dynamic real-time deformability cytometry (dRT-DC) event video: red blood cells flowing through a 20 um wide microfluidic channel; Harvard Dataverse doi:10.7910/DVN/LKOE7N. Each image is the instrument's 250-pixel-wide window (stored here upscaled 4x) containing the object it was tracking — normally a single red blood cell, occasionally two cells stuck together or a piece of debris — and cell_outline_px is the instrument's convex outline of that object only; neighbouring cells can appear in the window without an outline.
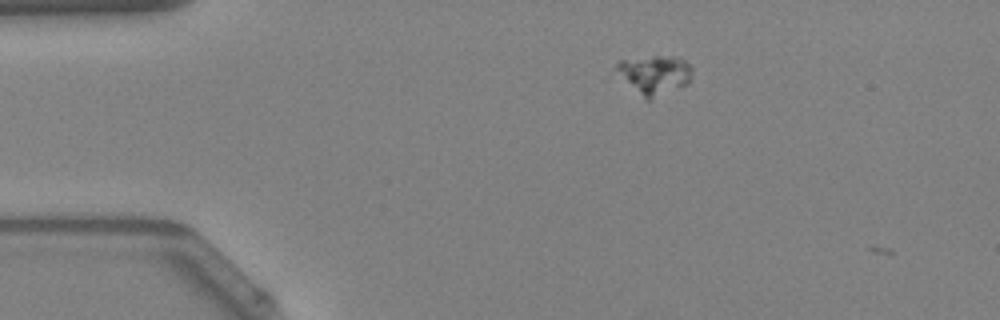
{"species": "Egyptian fruit bat (a non-hibernating species)", "species_latin": "Rousettus aegyptiacus", "temperature_condition": "warm", "stored_images_in_passage": 5, "camera_frame_rate_fps": 3000, "um_per_image_px": 0.085, "animal": {"sex": "female"}, "frame": {"image": 1, "passage_image": 4, "time_ms": 1.0, "image_size_px": [1000, 320], "cell_outline_px": [[692, 72], [688, 84], [652, 100], [648, 100], [616, 68], [616, 60], [656, 56], [672, 56], [684, 60], [692, 68]], "centroid_in_image_um": [55.72, 6.32], "position_along_channel_um": 29.3, "area_um2": 16.53}}